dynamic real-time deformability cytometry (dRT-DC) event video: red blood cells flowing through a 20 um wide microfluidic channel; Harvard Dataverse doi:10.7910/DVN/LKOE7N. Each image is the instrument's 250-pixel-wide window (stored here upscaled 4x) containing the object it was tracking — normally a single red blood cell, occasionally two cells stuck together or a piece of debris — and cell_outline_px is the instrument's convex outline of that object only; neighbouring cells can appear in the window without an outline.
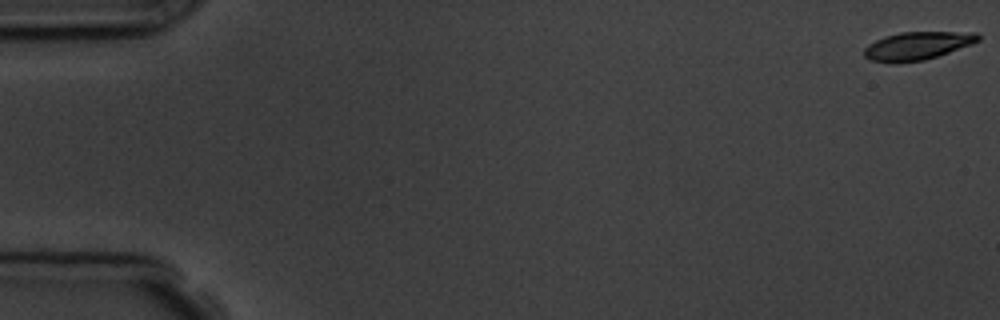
{"species": "common noctule bat (a hibernating species)", "species_latin": "Nyctalus noctula", "temperature_condition": "room temperature", "stored_images_in_passage": 8, "camera_frame_rate_fps": 3000, "um_per_image_px": 0.085, "animal": {"sex": "male", "body_mass_g": 19.5, "forearm_length_mm": 54.6}, "frame": {"image": 1, "passage_image": 1, "time_ms": 0.0, "image_size_px": [1000, 320], "cell_outline_px": [[980, 40], [972, 44], [924, 60], [896, 64], [872, 60], [864, 56], [864, 48], [868, 44], [884, 36], [900, 32], [976, 32], [980, 36]], "centroid_in_image_um": [77.95, 3.89], "position_along_channel_um": 7.0, "area_um2": 18.67}}
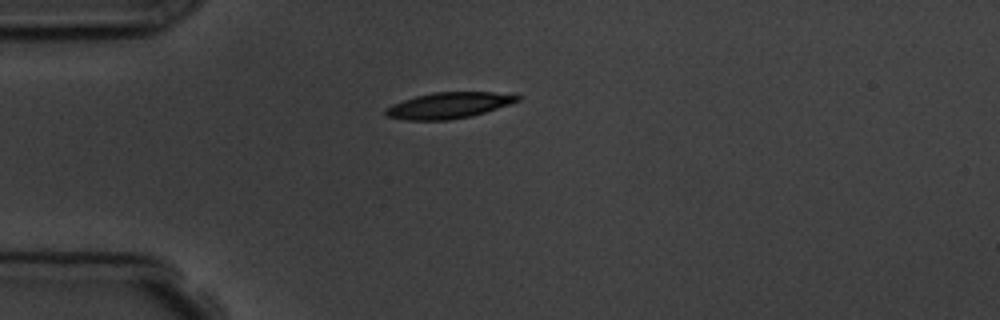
{"frame": {"image": 2, "passage_image": 5, "time_ms": 4.667, "image_size_px": [1000, 320], "cell_outline_px": [[520, 100], [472, 116], [448, 120], [408, 120], [388, 116], [384, 112], [384, 108], [392, 104], [416, 96], [432, 92], [492, 92], [520, 96]], "centroid_in_image_um": [38.09, 8.96], "position_along_channel_um": 46.9, "area_um2": 19.71}}